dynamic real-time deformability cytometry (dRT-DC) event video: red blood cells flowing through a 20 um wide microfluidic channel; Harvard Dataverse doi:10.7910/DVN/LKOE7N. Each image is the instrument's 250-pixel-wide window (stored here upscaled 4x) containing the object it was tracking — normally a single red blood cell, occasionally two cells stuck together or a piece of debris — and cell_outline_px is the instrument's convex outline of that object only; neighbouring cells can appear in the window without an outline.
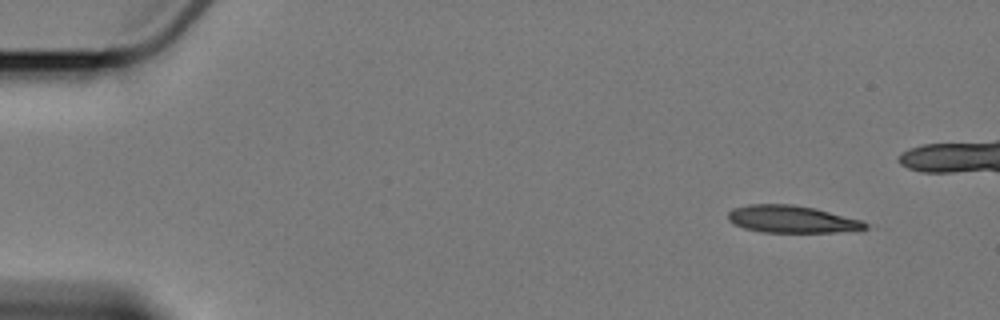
{"species": "Egyptian fruit bat (a non-hibernating species)", "species_latin": "Rousettus aegyptiacus", "temperature_condition": "cold", "stored_images_in_passage": 3, "camera_frame_rate_fps": 3000, "um_per_image_px": 0.085, "animal": {"sex": "female"}, "frame": {"image": 1, "passage_image": 1, "time_ms": 0.0, "image_size_px": [1000, 320], "cell_outline_px": [[876, 228], [860, 232], [760, 232], [744, 228], [732, 224], [728, 220], [728, 212], [732, 208], [748, 204], [792, 204], [816, 208], [864, 220], [876, 224]], "centroid_in_image_um": [67.51, 18.65], "position_along_channel_um": 17.5, "area_um2": 22.89}}